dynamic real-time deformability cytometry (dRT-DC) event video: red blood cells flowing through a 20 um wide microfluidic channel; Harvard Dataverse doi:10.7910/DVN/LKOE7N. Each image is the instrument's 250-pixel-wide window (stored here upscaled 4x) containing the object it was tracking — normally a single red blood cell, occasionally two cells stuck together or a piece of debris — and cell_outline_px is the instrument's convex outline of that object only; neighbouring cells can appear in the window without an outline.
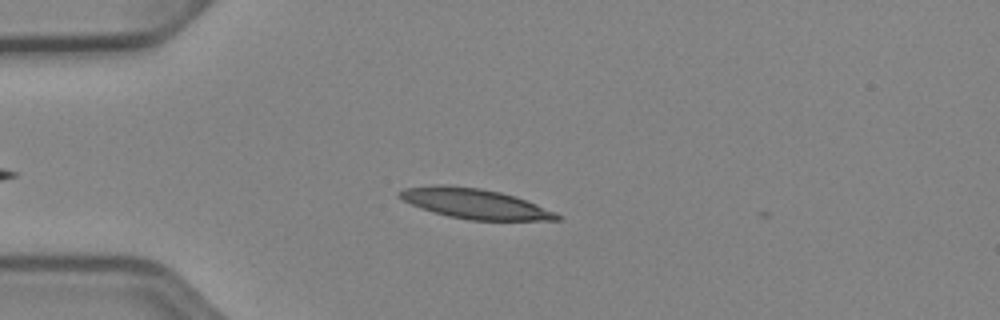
{"species": "Egyptian fruit bat (a non-hibernating species)", "species_latin": "Rousettus aegyptiacus", "temperature_condition": "cold", "stored_images_in_passage": 4, "camera_frame_rate_fps": 3000, "um_per_image_px": 0.085, "animal": {"sex": "female"}, "frame": {"image": 1, "passage_image": 2, "time_ms": 0.333, "image_size_px": [1000, 320], "cell_outline_px": [[560, 220], [468, 220], [448, 216], [412, 204], [396, 196], [396, 192], [404, 188], [436, 184], [448, 184], [480, 188], [500, 192], [516, 196], [556, 212], [560, 216]], "centroid_in_image_um": [40.34, 17.29], "position_along_channel_um": 44.7, "area_um2": 27.51}}